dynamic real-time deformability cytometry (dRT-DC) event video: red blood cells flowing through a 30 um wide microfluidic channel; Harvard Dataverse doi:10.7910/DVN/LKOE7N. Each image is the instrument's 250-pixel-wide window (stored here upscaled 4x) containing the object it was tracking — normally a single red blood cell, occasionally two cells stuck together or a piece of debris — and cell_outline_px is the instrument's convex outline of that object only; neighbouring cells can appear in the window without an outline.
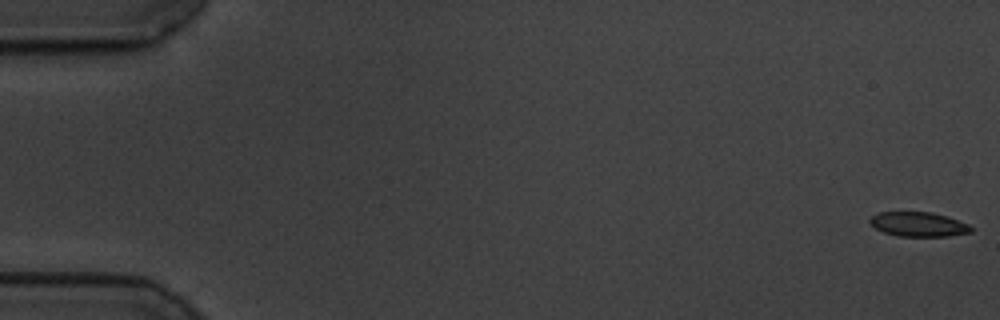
{"species": "common noctule bat (a hibernating species)", "species_latin": "Nyctalus noctula", "temperature_condition": "cold", "stored_images_in_passage": 58, "camera_frame_rate_fps": 3000, "um_per_image_px": 0.085, "animal": {"sex": "male", "body_mass_g": 19.5, "forearm_length_mm": 54.6}, "frame": {"image": 1, "passage_image": 1, "time_ms": 0.0, "image_size_px": [1000, 320], "cell_outline_px": [[972, 232], [948, 236], [896, 236], [884, 232], [876, 228], [868, 220], [872, 216], [880, 212], [932, 212], [968, 224], [972, 228]], "centroid_in_image_um": [78.05, 19.07], "position_along_channel_um": 6.9, "area_um2": 14.22}}
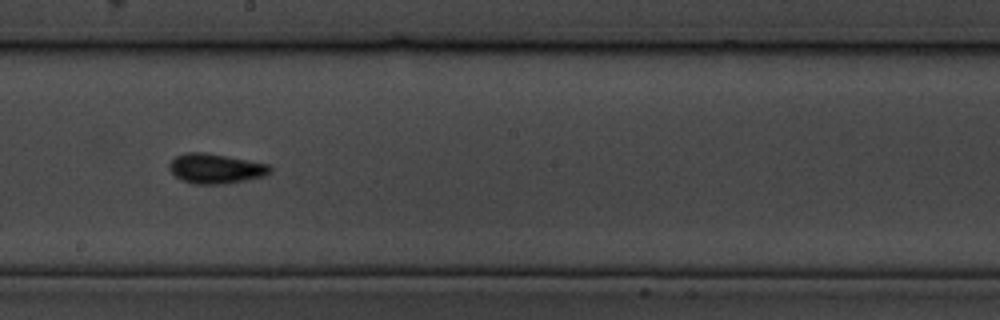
{"frame": {"image": 2, "passage_image": 33, "time_ms": 10.667, "image_size_px": [1000, 320], "cell_outline_px": [[272, 172], [264, 176], [244, 180], [220, 184], [196, 184], [180, 180], [168, 168], [168, 164], [176, 156], [184, 152], [204, 152], [268, 164], [272, 168]], "centroid_in_image_um": [18.3, 14.32], "position_along_channel_um": 229.9, "area_um2": 17.4}}
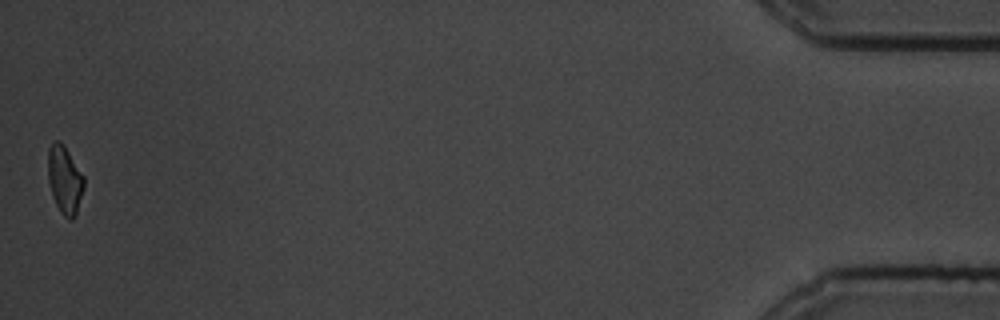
{"frame": {"image": 3, "passage_image": 58, "time_ms": 19.0, "image_size_px": [1000, 320], "cell_outline_px": [[84, 188], [76, 216], [72, 220], [68, 220], [60, 212], [52, 196], [48, 180], [48, 148], [52, 140], [60, 140], [64, 144], [84, 176]], "centroid_in_image_um": [5.5, 15.27], "position_along_channel_um": 429.7, "area_um2": 14.57}, "authors_computed_cell_mechanics": {"area_um2": 15.3748, "velocity_mm_per_s": 3.4811, "shape_relaxation_time_tau1_ms": 2.6791, "shape_relaxation_time_tau2_ms": 5.6875, "deformation_change_tau1": 0.0809, "deformation_change_tau2": 0.0893}}